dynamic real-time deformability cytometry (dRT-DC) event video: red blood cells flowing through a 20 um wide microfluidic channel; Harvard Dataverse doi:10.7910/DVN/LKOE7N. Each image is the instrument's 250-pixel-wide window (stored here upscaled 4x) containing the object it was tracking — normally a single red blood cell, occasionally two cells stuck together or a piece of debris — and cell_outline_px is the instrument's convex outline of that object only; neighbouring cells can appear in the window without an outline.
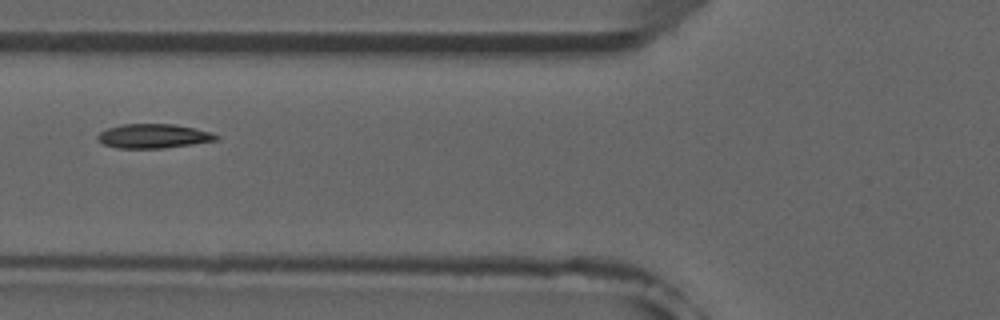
{"species": "common noctule bat (a hibernating species)", "species_latin": "Nyctalus noctula", "temperature_condition": "room temperature", "stored_images_in_passage": 2, "camera_frame_rate_fps": 3000, "um_per_image_px": 0.085, "animal": {"sex": "male", "forearm_length_mm": 52.5}, "frame": {"image": 1, "passage_image": 2, "time_ms": 1.0, "image_size_px": [1000, 320], "cell_outline_px": [[220, 140], [164, 148], [116, 148], [104, 144], [96, 136], [100, 132], [108, 128], [124, 124], [176, 124], [196, 128], [212, 132], [220, 136]], "centroid_in_image_um": [13.11, 11.56], "position_along_channel_um": 112.7, "area_um2": 16.82}}